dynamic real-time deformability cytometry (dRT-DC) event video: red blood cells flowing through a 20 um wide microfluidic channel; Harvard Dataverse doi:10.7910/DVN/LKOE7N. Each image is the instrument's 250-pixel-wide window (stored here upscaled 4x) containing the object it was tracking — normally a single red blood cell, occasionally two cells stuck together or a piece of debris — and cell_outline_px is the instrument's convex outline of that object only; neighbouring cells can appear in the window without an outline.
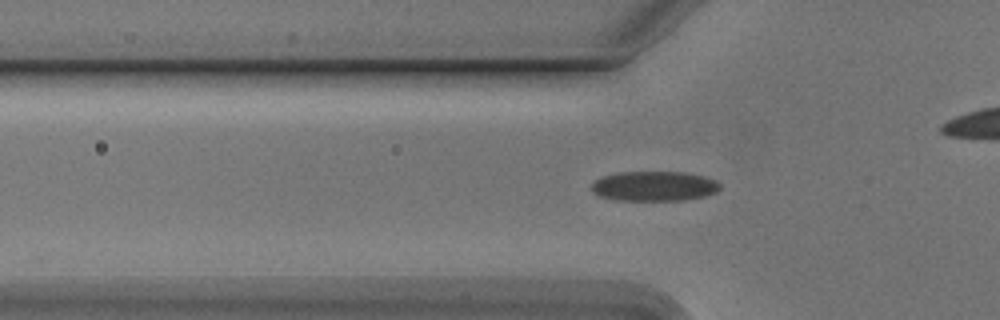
{"species": "Egyptian fruit bat (a non-hibernating species)", "species_latin": "Rousettus aegyptiacus", "temperature_condition": "cold", "stored_images_in_passage": 40, "camera_frame_rate_fps": 3000, "um_per_image_px": 0.085, "animal": {"sex": "male"}, "frame": {"image": 1, "passage_image": 10, "time_ms": 3.0, "image_size_px": [1000, 320], "cell_outline_px": [[720, 188], [716, 192], [704, 196], [680, 200], [616, 200], [600, 196], [592, 192], [592, 184], [596, 180], [604, 176], [616, 172], [684, 172], [704, 176], [716, 180], [720, 184]], "centroid_in_image_um": [55.61, 15.81], "position_along_channel_um": 70.2, "area_um2": 22.25}}
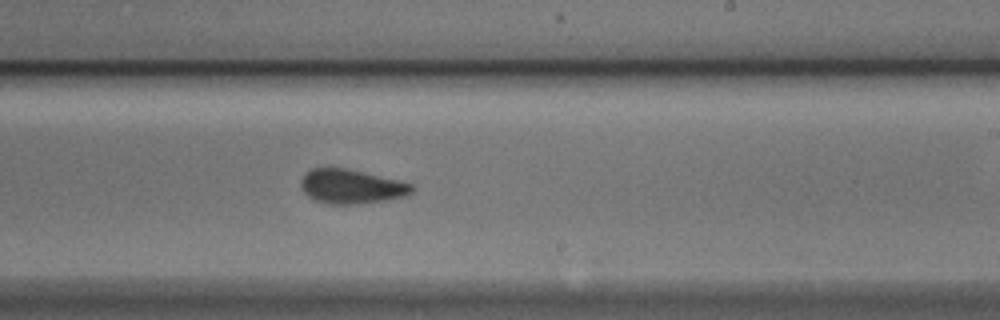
{"frame": {"image": 2, "passage_image": 25, "time_ms": 8.0, "image_size_px": [1000, 320], "cell_outline_px": [[416, 188], [408, 196], [388, 200], [356, 204], [328, 204], [316, 200], [308, 196], [300, 188], [300, 180], [304, 172], [312, 168], [348, 168], [400, 180], [412, 184]], "centroid_in_image_um": [29.88, 15.85], "position_along_channel_um": 259.1, "area_um2": 22.6}}
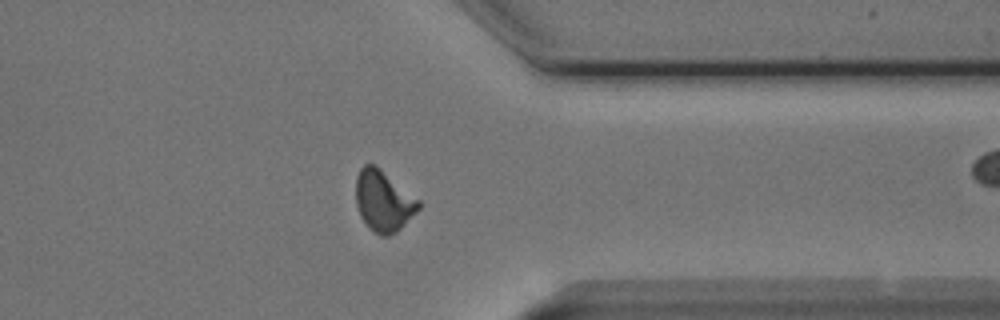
{"frame": {"image": 3, "passage_image": 35, "time_ms": 11.333, "image_size_px": [1000, 320], "cell_outline_px": [[420, 208], [396, 232], [388, 236], [380, 236], [372, 232], [368, 228], [360, 216], [356, 204], [356, 176], [360, 168], [364, 164], [372, 164], [420, 200]], "centroid_in_image_um": [32.56, 17.12], "position_along_channel_um": 378.8, "area_um2": 22.02}}